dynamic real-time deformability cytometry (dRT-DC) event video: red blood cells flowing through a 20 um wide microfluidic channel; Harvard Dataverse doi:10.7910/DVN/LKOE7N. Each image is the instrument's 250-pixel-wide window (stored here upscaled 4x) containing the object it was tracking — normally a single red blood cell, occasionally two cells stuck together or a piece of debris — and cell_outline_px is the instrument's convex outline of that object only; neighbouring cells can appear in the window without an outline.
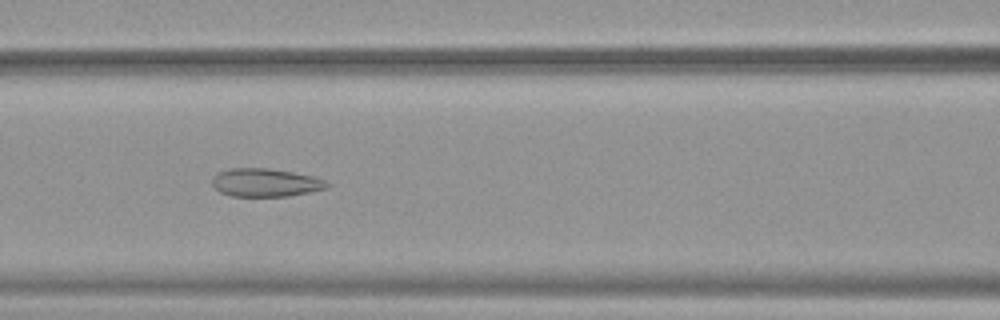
{"species": "common noctule bat (a hibernating species)", "species_latin": "Nyctalus noctula", "temperature_condition": "warm", "stored_images_in_passage": 53, "camera_frame_rate_fps": 3000, "um_per_image_px": 0.085, "animal": {"sex": "female", "body_mass_g": 19.9}, "frame": {"image": 1, "passage_image": 24, "time_ms": 7.667, "image_size_px": [1000, 320], "cell_outline_px": [[332, 184], [328, 188], [288, 196], [232, 196], [220, 192], [212, 184], [212, 180], [216, 172], [228, 168], [268, 168], [292, 172], [312, 176], [324, 180]], "centroid_in_image_um": [22.55, 15.51], "position_along_channel_um": 144.0, "area_um2": 18.9}}
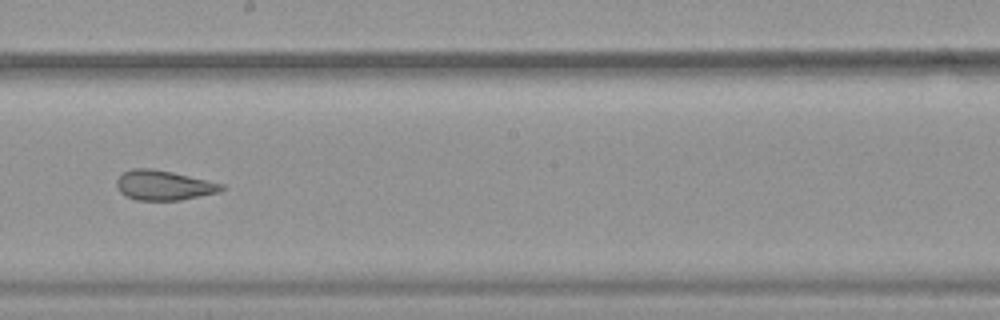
{"frame": {"image": 2, "passage_image": 31, "time_ms": 10.0, "image_size_px": [1000, 320], "cell_outline_px": [[224, 188], [220, 192], [180, 200], [136, 200], [120, 192], [116, 184], [116, 180], [124, 172], [132, 168], [152, 168], [172, 172], [208, 180], [224, 184]], "centroid_in_image_um": [13.93, 15.74], "position_along_channel_um": 234.3, "area_um2": 18.15}}
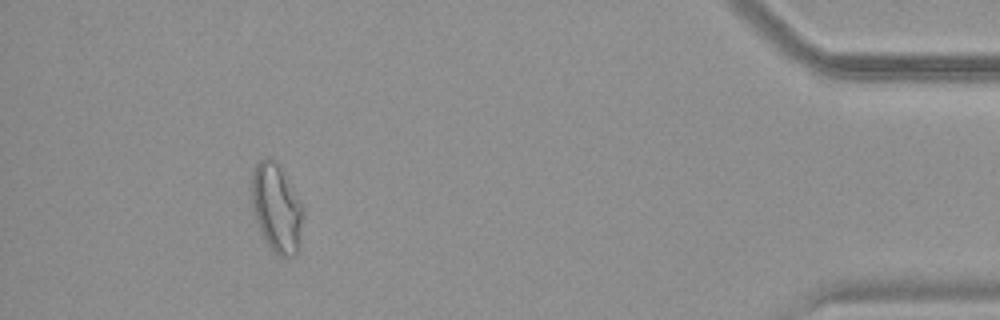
{"frame": {"image": 3, "passage_image": 49, "time_ms": 16.0, "image_size_px": [1000, 320], "cell_outline_px": [[304, 212], [296, 252], [292, 256], [280, 256], [268, 244], [256, 220], [252, 208], [252, 172], [256, 164], [264, 156], [268, 156], [276, 160], [280, 164], [300, 200], [304, 208]], "centroid_in_image_um": [23.5, 17.57], "position_along_channel_um": 411.7, "area_um2": 26.3}, "authors_computed_cell_mechanics": {"area_um2": 24.0448, "velocity_mm_per_s": 3.8887, "shape_relaxation_time_tau1_ms": null, "shape_relaxation_time_tau2_ms": 1.1404, "deformation_change_tau1": null, "deformation_change_tau2": 0.0813}}